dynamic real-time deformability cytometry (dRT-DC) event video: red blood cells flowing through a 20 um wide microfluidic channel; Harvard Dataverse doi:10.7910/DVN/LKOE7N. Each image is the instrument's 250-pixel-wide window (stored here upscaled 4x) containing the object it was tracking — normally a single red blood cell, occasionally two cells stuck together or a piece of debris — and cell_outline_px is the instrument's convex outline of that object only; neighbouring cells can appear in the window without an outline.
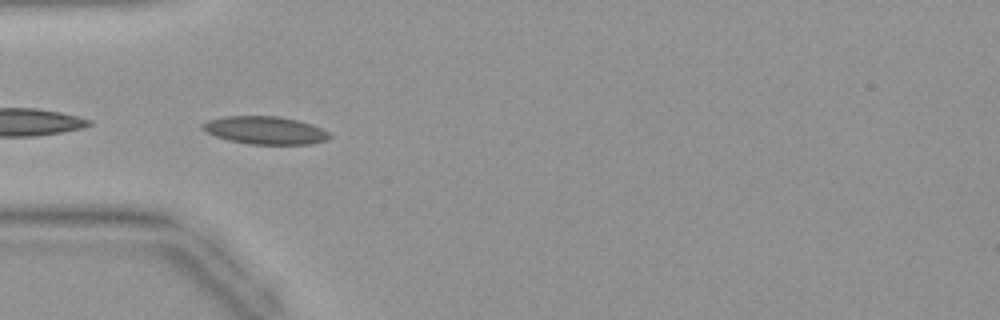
{"species": "common noctule bat (a hibernating species)", "species_latin": "Nyctalus noctula", "temperature_condition": "warm", "stored_images_in_passage": 31, "camera_frame_rate_fps": 3000, "um_per_image_px": 0.085, "animal": {"sex": "female", "body_mass_g": 19.9}, "frame": {"image": 1, "passage_image": 1, "time_ms": 0.0, "image_size_px": [1000, 320], "cell_outline_px": [[332, 136], [324, 140], [308, 144], [248, 144], [228, 140], [216, 136], [200, 128], [200, 124], [208, 120], [224, 116], [280, 116], [312, 124], [328, 132]], "centroid_in_image_um": [22.49, 11.07], "position_along_channel_um": 62.5, "area_um2": 20.52}}
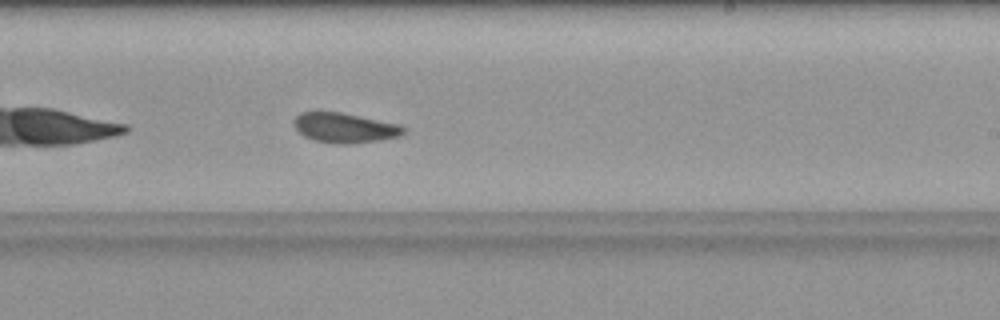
{"frame": {"image": 2, "passage_image": 14, "time_ms": 4.333, "image_size_px": [1000, 320], "cell_outline_px": [[408, 128], [400, 136], [380, 140], [348, 144], [332, 144], [316, 140], [304, 136], [292, 124], [292, 120], [300, 112], [340, 112], [400, 124]], "centroid_in_image_um": [29.31, 10.86], "position_along_channel_um": 259.7, "area_um2": 19.19}}